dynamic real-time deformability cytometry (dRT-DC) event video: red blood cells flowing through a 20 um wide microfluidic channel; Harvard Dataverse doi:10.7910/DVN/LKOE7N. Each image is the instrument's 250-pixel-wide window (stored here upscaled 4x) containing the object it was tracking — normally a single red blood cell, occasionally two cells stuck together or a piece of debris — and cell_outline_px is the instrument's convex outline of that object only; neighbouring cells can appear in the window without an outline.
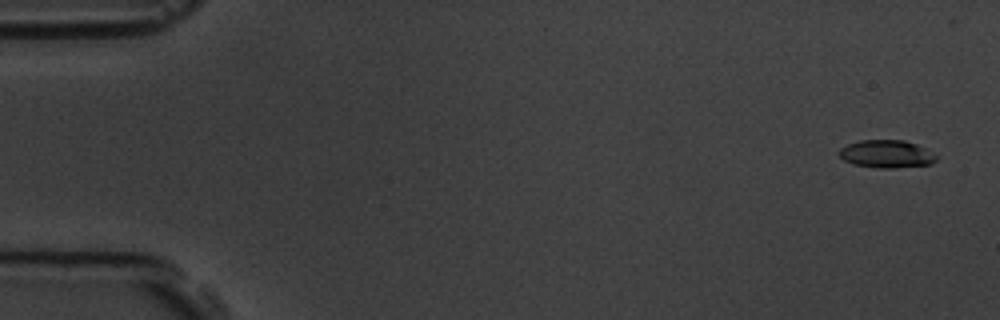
{"species": "common noctule bat (a hibernating species)", "species_latin": "Nyctalus noctula", "temperature_condition": "room temperature", "stored_images_in_passage": 5, "camera_frame_rate_fps": 3000, "um_per_image_px": 0.085, "animal": {"sex": "male", "body_mass_g": 19.5, "forearm_length_mm": 54.6}, "frame": {"image": 1, "passage_image": 1, "time_ms": 0.0, "image_size_px": [1000, 320], "cell_outline_px": [[936, 160], [932, 164], [896, 168], [880, 168], [852, 164], [844, 160], [840, 156], [840, 148], [848, 144], [860, 140], [904, 140], [916, 144], [924, 148], [936, 156]], "centroid_in_image_um": [75.35, 13.09], "position_along_channel_um": 9.7, "area_um2": 15.61}}
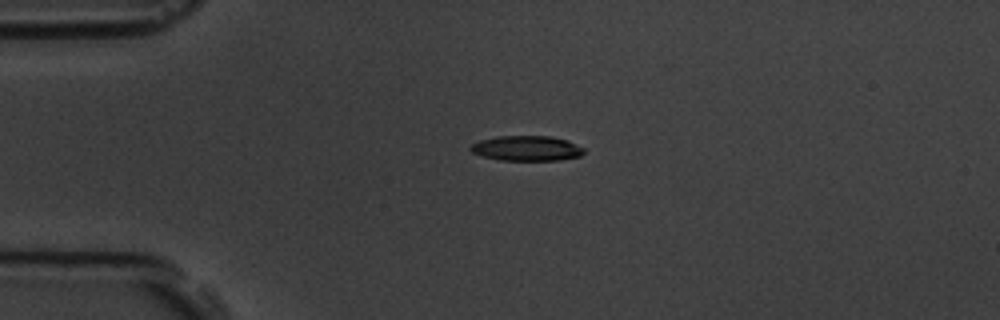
{"frame": {"image": 2, "passage_image": 4, "time_ms": 3.667, "image_size_px": [1000, 320], "cell_outline_px": [[584, 152], [580, 156], [560, 160], [500, 160], [484, 156], [472, 152], [468, 148], [472, 144], [480, 140], [496, 136], [552, 136], [568, 140], [584, 148]], "centroid_in_image_um": [44.78, 12.6], "position_along_channel_um": 40.2, "area_um2": 16.59}}